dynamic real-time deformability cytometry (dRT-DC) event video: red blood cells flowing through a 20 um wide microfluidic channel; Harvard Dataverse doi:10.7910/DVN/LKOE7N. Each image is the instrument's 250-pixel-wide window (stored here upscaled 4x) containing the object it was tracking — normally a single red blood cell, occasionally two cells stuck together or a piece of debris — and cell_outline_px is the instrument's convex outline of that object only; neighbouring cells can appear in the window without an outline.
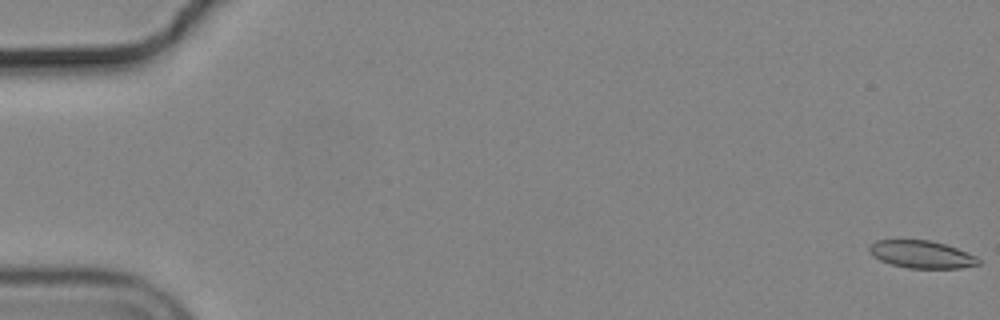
{"species": "common noctule bat (a hibernating species)", "species_latin": "Nyctalus noctula", "temperature_condition": "cold", "stored_images_in_passage": 14, "camera_frame_rate_fps": 3000, "um_per_image_px": 0.085, "animal": {"sex": "male", "body_mass_g": 19.2, "forearm_length_mm": 51.8}, "frame": {"image": 1, "passage_image": 1, "time_ms": 0.0, "image_size_px": [1000, 320], "cell_outline_px": [[980, 264], [960, 268], [908, 268], [892, 264], [880, 260], [872, 256], [868, 248], [868, 244], [876, 240], [932, 240], [968, 252], [976, 256], [980, 260]], "centroid_in_image_um": [78.32, 21.61], "position_along_channel_um": 6.7, "area_um2": 17.57}}